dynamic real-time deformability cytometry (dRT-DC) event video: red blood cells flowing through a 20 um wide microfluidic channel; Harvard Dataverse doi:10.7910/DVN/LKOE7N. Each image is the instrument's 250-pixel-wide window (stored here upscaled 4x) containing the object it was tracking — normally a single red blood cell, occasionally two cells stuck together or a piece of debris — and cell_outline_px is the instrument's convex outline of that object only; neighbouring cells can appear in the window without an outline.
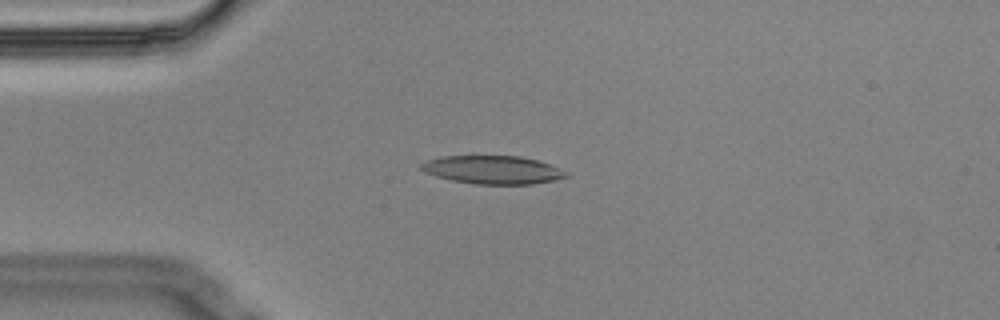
{"species": "Egyptian fruit bat (a non-hibernating species)", "species_latin": "Rousettus aegyptiacus", "temperature_condition": "cold", "stored_images_in_passage": 8, "camera_frame_rate_fps": 3000, "um_per_image_px": 0.085, "animal": {"sex": "male"}, "frame": {"image": 1, "passage_image": 4, "time_ms": 1.0, "image_size_px": [1000, 320], "cell_outline_px": [[568, 176], [552, 180], [532, 184], [472, 184], [452, 180], [436, 176], [424, 172], [420, 168], [420, 164], [428, 160], [440, 156], [472, 152], [520, 156], [536, 160], [548, 164], [568, 172]], "centroid_in_image_um": [41.78, 14.37], "position_along_channel_um": 43.2, "area_um2": 24.85}}
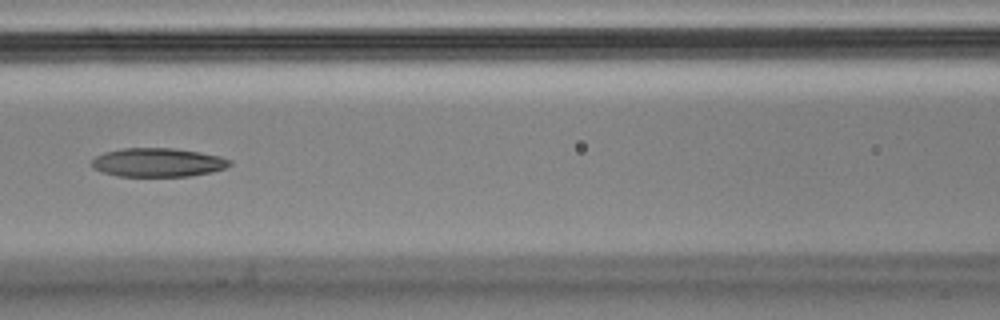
{"frame": {"image": 2, "passage_image": 7, "time_ms": 2.0, "image_size_px": [1000, 320], "cell_outline_px": [[232, 164], [224, 168], [212, 172], [188, 176], [116, 176], [92, 168], [92, 160], [96, 156], [104, 152], [124, 148], [172, 148], [200, 152], [220, 156], [232, 160]], "centroid_in_image_um": [13.43, 13.8], "position_along_channel_um": 153.2, "area_um2": 23.12}}
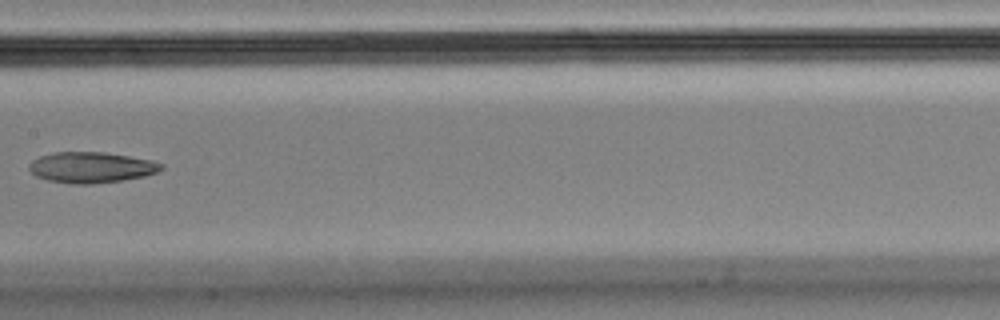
{"frame": {"image": 3, "passage_image": 8, "time_ms": 2.333, "image_size_px": [1000, 320], "cell_outline_px": [[164, 168], [156, 172], [144, 176], [120, 180], [92, 184], [76, 184], [48, 180], [36, 176], [28, 168], [28, 164], [32, 160], [40, 156], [56, 152], [104, 152], [152, 160], [164, 164]], "centroid_in_image_um": [7.75, 14.22], "position_along_channel_um": 199.6, "area_um2": 23.58}}